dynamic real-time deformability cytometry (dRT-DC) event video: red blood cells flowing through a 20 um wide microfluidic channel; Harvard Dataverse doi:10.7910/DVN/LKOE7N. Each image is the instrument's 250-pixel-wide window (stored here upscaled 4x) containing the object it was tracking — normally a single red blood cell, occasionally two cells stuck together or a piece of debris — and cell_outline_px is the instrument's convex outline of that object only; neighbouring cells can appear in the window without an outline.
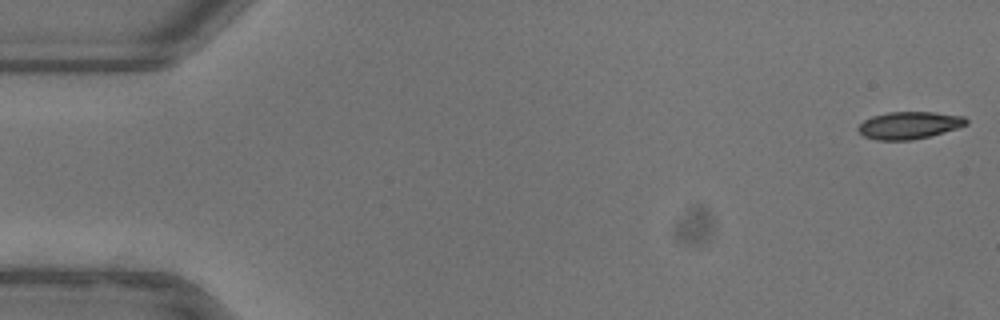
{"species": "common noctule bat (a hibernating species)", "species_latin": "Nyctalus noctula", "temperature_condition": "warm", "stored_images_in_passage": 47, "camera_frame_rate_fps": 3000, "um_per_image_px": 0.085, "animal": {"sex": "female"}, "frame": {"image": 1, "passage_image": 1, "time_ms": 0.0, "image_size_px": [1000, 320], "cell_outline_px": [[968, 124], [956, 128], [928, 136], [912, 140], [876, 140], [864, 136], [856, 128], [864, 120], [872, 116], [888, 112], [936, 112], [964, 116], [968, 120]], "centroid_in_image_um": [77.27, 10.64], "position_along_channel_um": 7.7, "area_um2": 17.11}}
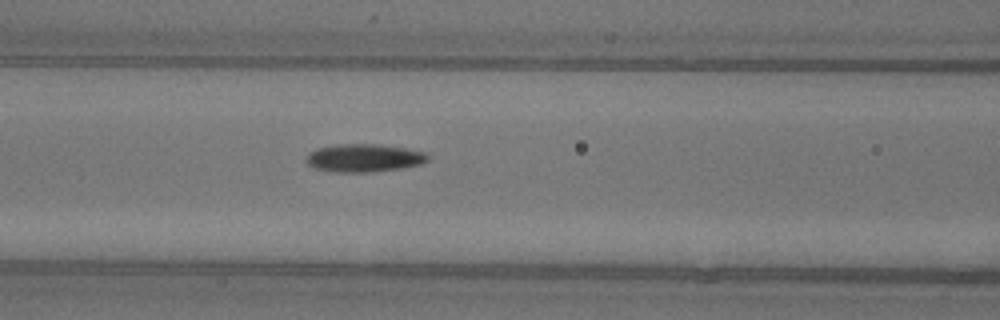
{"frame": {"image": 2, "passage_image": 22, "time_ms": 7.0, "image_size_px": [1000, 320], "cell_outline_px": [[428, 160], [420, 164], [400, 168], [372, 172], [336, 172], [316, 168], [308, 164], [304, 160], [308, 152], [316, 148], [336, 144], [376, 144], [404, 148], [424, 152], [428, 156]], "centroid_in_image_um": [30.88, 13.42], "position_along_channel_um": 135.7, "area_um2": 19.77}}
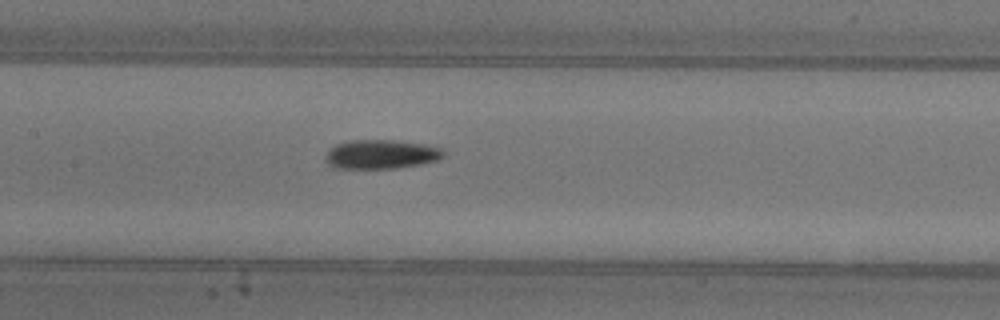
{"frame": {"image": 3, "passage_image": 25, "time_ms": 8.0, "image_size_px": [1000, 320], "cell_outline_px": [[444, 156], [440, 160], [420, 164], [396, 168], [336, 168], [328, 164], [324, 160], [324, 156], [328, 148], [336, 144], [348, 140], [392, 140], [428, 144], [444, 148]], "centroid_in_image_um": [32.4, 13.1], "position_along_channel_um": 175.0, "area_um2": 20.4}, "authors_computed_cell_mechanics": {"area_um2": 18.5538, "velocity_mm_per_s": 3.9305, "shape_relaxation_time_tau1_ms": 11.348, "shape_relaxation_time_tau2_ms": null, "deformation_change_tau1": 0.2739, "deformation_change_tau2": null}}